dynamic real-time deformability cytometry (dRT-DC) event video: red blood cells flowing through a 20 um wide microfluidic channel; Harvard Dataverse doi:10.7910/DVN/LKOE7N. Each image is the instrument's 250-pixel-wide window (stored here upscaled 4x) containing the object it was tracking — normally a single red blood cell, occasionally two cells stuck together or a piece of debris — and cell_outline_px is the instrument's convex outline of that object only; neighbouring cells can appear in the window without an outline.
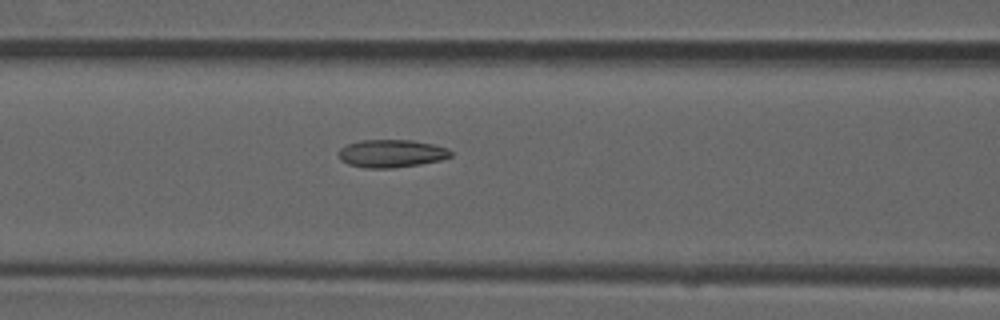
{"species": "common noctule bat (a hibernating species)", "species_latin": "Nyctalus noctula", "temperature_condition": "room temperature", "stored_images_in_passage": 52, "camera_frame_rate_fps": 3000, "um_per_image_px": 0.085, "animal": {"sex": "male", "forearm_length_mm": 52.5}, "frame": {"image": 1, "passage_image": 22, "time_ms": 7.0, "image_size_px": [1000, 320], "cell_outline_px": [[452, 156], [440, 160], [420, 164], [392, 168], [368, 168], [348, 164], [340, 160], [340, 148], [348, 144], [360, 140], [412, 140], [432, 144], [448, 148], [452, 152]], "centroid_in_image_um": [33.29, 13.04], "position_along_channel_um": 133.3, "area_um2": 18.09}}
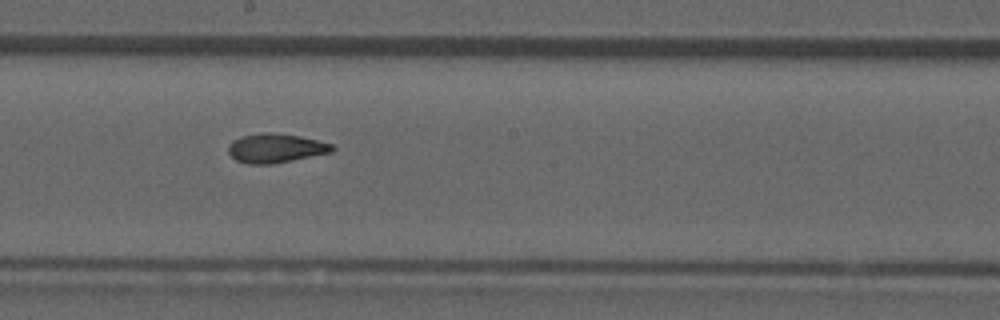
{"frame": {"image": 2, "passage_image": 29, "time_ms": 9.333, "image_size_px": [1000, 320], "cell_outline_px": [[336, 148], [332, 152], [272, 164], [248, 164], [236, 160], [228, 152], [228, 144], [232, 140], [240, 136], [260, 132], [272, 132], [300, 136], [332, 144]], "centroid_in_image_um": [23.4, 12.58], "position_along_channel_um": 224.8, "area_um2": 17.74}}
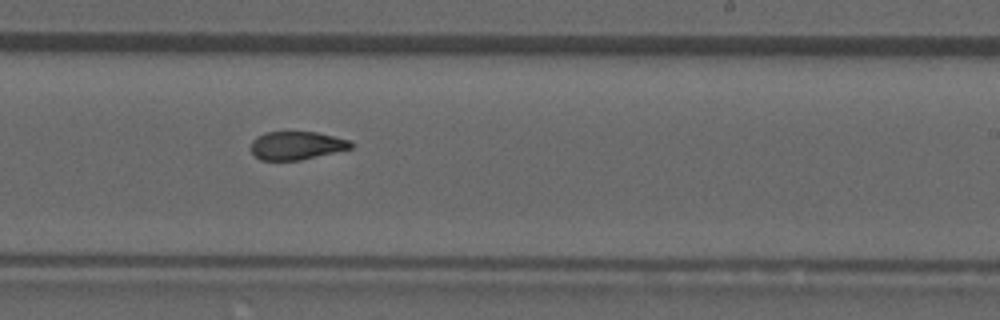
{"frame": {"image": 3, "passage_image": 32, "time_ms": 10.333, "image_size_px": [1000, 320], "cell_outline_px": [[352, 148], [300, 160], [260, 160], [252, 152], [252, 140], [256, 136], [264, 132], [316, 132], [352, 140]], "centroid_in_image_um": [25.21, 12.36], "position_along_channel_um": 263.8, "area_um2": 16.42}, "authors_computed_cell_mechanics": {"area_um2": 17.6868, "velocity_mm_per_s": 3.9335, "shape_relaxation_time_tau1_ms": null, "shape_relaxation_time_tau2_ms": 2.3744, "deformation_change_tau1": null, "deformation_change_tau2": 0.0787}}